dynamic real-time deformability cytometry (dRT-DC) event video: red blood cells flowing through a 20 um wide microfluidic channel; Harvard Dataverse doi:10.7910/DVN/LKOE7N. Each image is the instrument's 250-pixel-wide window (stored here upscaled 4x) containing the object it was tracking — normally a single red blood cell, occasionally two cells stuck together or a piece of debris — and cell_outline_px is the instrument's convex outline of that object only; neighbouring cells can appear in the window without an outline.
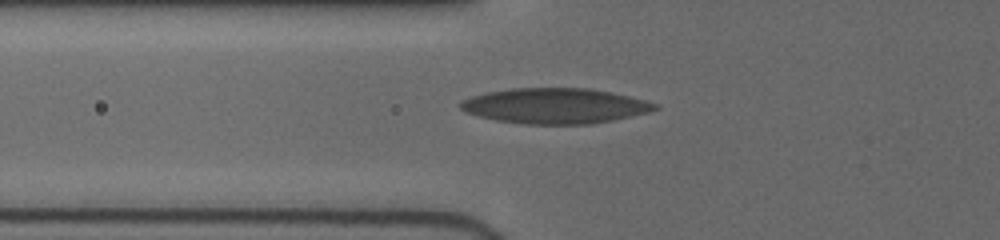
{"species": "human", "species_latin": "Homo sapiens", "temperature_condition": "cold", "stored_images_in_passage": 42, "camera_frame_rate_fps": 3000, "um_per_image_px": 0.085, "donor": {"sex": "female"}, "frame": {"image": 1, "passage_image": 6, "time_ms": 3.333, "image_size_px": [1000, 240], "cell_outline_px": [[660, 108], [648, 112], [612, 120], [592, 124], [524, 124], [496, 120], [464, 112], [460, 108], [460, 100], [472, 96], [488, 92], [512, 88], [588, 88], [628, 96], [660, 104]], "centroid_in_image_um": [47.16, 9.0], "position_along_channel_um": 78.6, "area_um2": 39.94}}
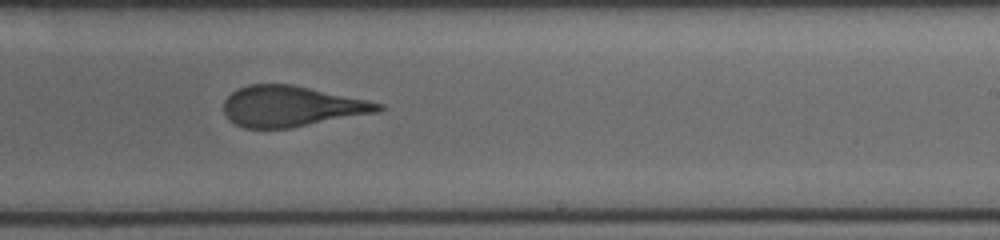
{"frame": {"image": 2, "passage_image": 20, "time_ms": 8.0, "image_size_px": [1000, 240], "cell_outline_px": [[384, 108], [380, 112], [288, 128], [244, 128], [228, 120], [224, 112], [224, 100], [236, 88], [248, 84], [292, 84], [368, 100], [384, 104]], "centroid_in_image_um": [24.76, 9.03], "position_along_channel_um": 264.2, "area_um2": 36.7}}
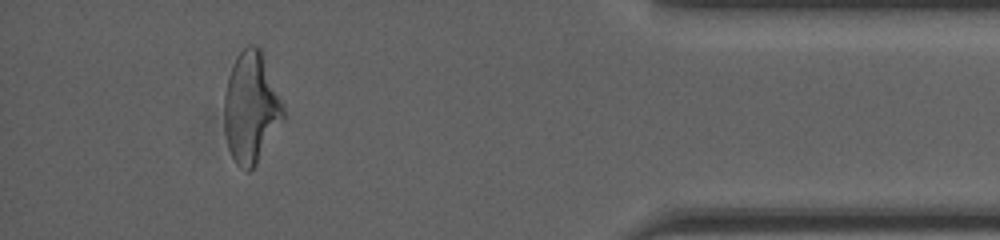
{"frame": {"image": 3, "passage_image": 37, "time_ms": 12.667, "image_size_px": [1000, 240], "cell_outline_px": [[284, 116], [256, 164], [248, 172], [240, 168], [236, 164], [228, 148], [224, 132], [224, 92], [228, 76], [232, 64], [236, 56], [248, 44], [256, 44], [260, 48], [284, 108]], "centroid_in_image_um": [21.29, 9.14], "position_along_channel_um": 413.9, "area_um2": 37.8}, "authors_computed_cell_mechanics": {"area_um2": 37.6567, "velocity_mm_per_s": 3.9839, "shape_relaxation_time_tau1_ms": 6.3403, "shape_relaxation_time_tau2_ms": 0.9918, "deformation_change_tau1": 0.1909, "deformation_change_tau2": 0.0871}}